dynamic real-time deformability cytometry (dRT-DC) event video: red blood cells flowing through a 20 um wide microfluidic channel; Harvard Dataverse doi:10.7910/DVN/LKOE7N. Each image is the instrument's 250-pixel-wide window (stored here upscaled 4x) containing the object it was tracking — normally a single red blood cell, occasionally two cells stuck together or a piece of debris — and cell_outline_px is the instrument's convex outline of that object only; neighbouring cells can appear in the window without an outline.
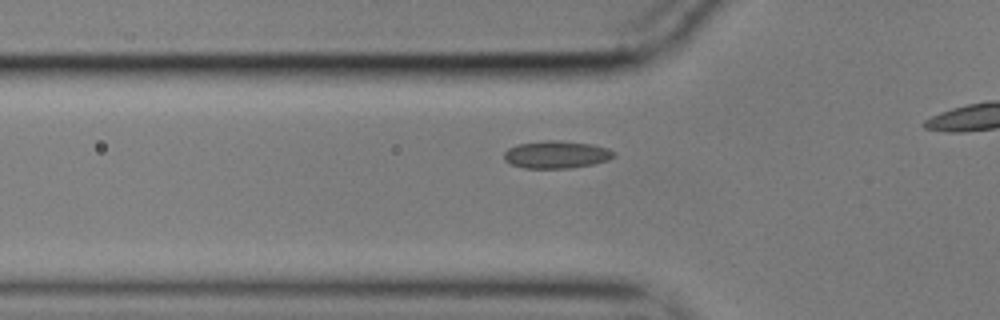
{"species": "common noctule bat (a hibernating species)", "species_latin": "Nyctalus noctula", "temperature_condition": "cold", "stored_images_in_passage": 31, "camera_frame_rate_fps": 3000, "um_per_image_px": 0.085, "animal": {"sex": "male", "body_mass_g": 17.9}, "frame": {"image": 1, "passage_image": 11, "time_ms": 3.333, "image_size_px": [1000, 320], "cell_outline_px": [[616, 156], [608, 160], [592, 164], [572, 168], [524, 168], [512, 164], [504, 160], [504, 152], [508, 148], [516, 144], [548, 140], [552, 140], [592, 144], [608, 148], [616, 152]], "centroid_in_image_um": [47.3, 13.14], "position_along_channel_um": 78.5, "area_um2": 17.63}}
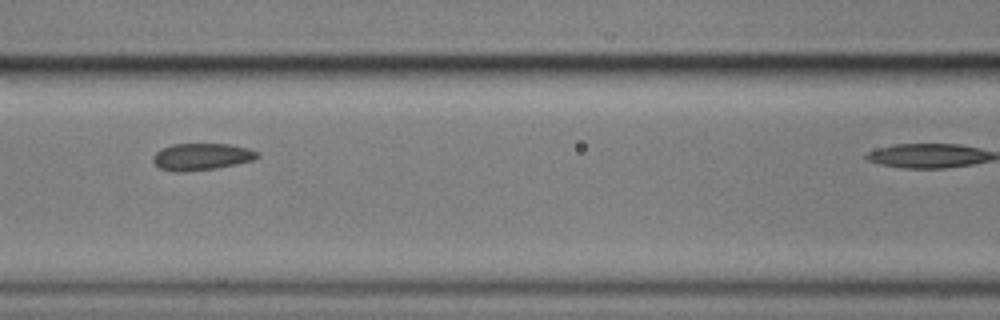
{"frame": {"image": 2, "passage_image": 17, "time_ms": 5.333, "image_size_px": [1000, 320], "cell_outline_px": [[260, 156], [252, 160], [236, 164], [216, 168], [188, 172], [172, 172], [160, 168], [152, 160], [152, 156], [156, 152], [172, 144], [228, 144], [248, 148], [260, 152]], "centroid_in_image_um": [17.13, 13.33], "position_along_channel_um": 149.5, "area_um2": 16.42}}
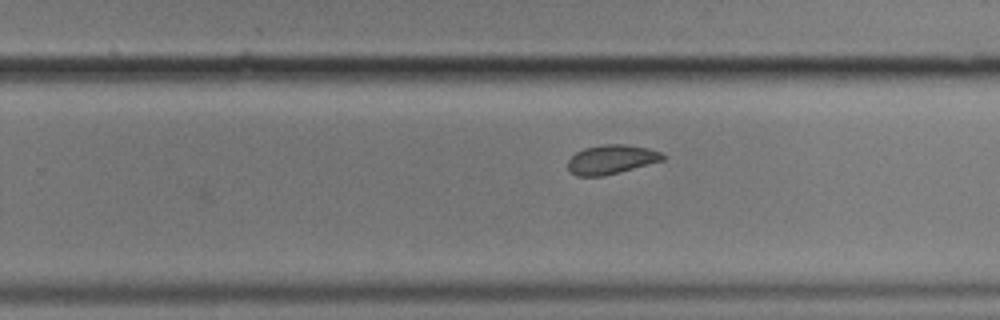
{"frame": {"image": 3, "passage_image": 28, "time_ms": 9.0, "image_size_px": [1000, 320], "cell_outline_px": [[664, 160], [620, 172], [604, 176], [576, 176], [568, 172], [568, 160], [576, 152], [584, 148], [604, 144], [628, 144], [648, 148], [660, 152], [664, 156]], "centroid_in_image_um": [51.94, 13.56], "position_along_channel_um": 277.9, "area_um2": 16.24}}